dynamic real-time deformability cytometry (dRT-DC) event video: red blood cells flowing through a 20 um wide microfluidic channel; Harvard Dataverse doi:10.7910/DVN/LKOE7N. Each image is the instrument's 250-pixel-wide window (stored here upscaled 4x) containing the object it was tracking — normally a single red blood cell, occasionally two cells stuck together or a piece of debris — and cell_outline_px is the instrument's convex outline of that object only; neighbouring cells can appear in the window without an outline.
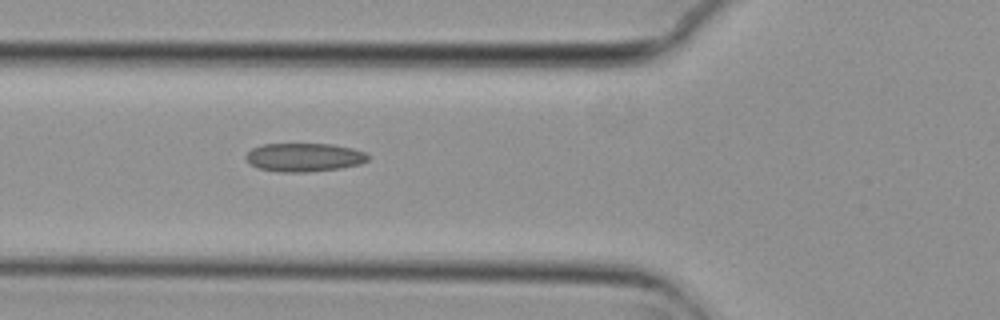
{"species": "common noctule bat (a hibernating species)", "species_latin": "Nyctalus noctula", "temperature_condition": "cold", "stored_images_in_passage": 2, "camera_frame_rate_fps": 3000, "um_per_image_px": 0.085, "animal": {"sex": "female", "body_mass_g": 29.2, "forearm_length_mm": 56.3}, "frame": {"image": 1, "passage_image": 2, "time_ms": 0.333, "image_size_px": [1000, 320], "cell_outline_px": [[368, 160], [360, 164], [340, 168], [308, 172], [280, 172], [260, 168], [252, 164], [244, 156], [252, 148], [260, 144], [332, 144], [352, 148], [364, 152], [368, 156]], "centroid_in_image_um": [25.85, 13.36], "position_along_channel_um": 99.9, "area_um2": 20.17}}